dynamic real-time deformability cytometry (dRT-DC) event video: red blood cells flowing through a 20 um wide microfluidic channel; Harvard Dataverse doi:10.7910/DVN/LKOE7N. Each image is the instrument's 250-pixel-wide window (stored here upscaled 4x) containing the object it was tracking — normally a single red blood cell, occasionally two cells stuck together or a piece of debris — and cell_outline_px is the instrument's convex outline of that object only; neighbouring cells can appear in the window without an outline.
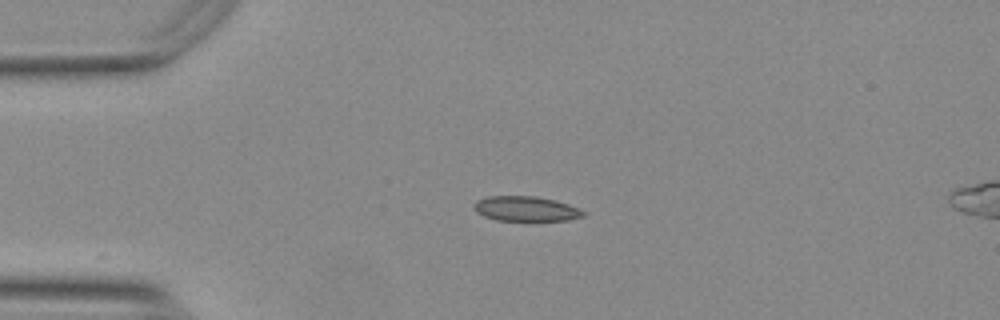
{"species": "Egyptian fruit bat (a non-hibernating species)", "species_latin": "Rousettus aegyptiacus", "temperature_condition": "warm", "stored_images_in_passage": 5, "camera_frame_rate_fps": 3000, "um_per_image_px": 0.085, "animal": {"sex": "female"}, "frame": {"image": 1, "passage_image": 1, "time_ms": 0.0, "image_size_px": [1000, 320], "cell_outline_px": [[588, 212], [584, 216], [568, 220], [496, 220], [484, 216], [476, 212], [472, 208], [472, 204], [476, 200], [488, 196], [536, 196], [556, 200], [568, 204]], "centroid_in_image_um": [44.68, 17.73], "position_along_channel_um": 40.3, "area_um2": 16.01}}